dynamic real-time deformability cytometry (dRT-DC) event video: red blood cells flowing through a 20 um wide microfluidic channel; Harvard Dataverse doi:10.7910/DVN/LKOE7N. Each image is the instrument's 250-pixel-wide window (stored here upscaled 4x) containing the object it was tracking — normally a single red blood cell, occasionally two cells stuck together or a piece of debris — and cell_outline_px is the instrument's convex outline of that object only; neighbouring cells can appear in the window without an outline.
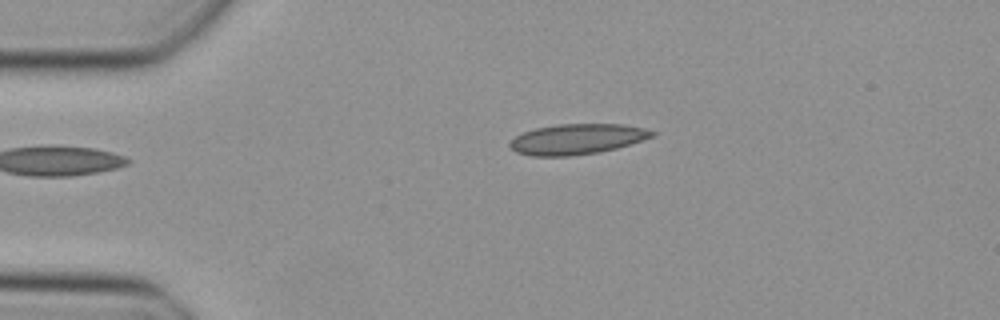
{"species": "Egyptian fruit bat (a non-hibernating species)", "species_latin": "Rousettus aegyptiacus", "temperature_condition": "cold", "stored_images_in_passage": 39, "camera_frame_rate_fps": 3000, "um_per_image_px": 0.085, "animal": {"sex": "female"}, "frame": {"image": 1, "passage_image": 1, "time_ms": 0.0, "image_size_px": [1000, 320], "cell_outline_px": [[656, 136], [616, 148], [600, 152], [568, 156], [532, 156], [516, 152], [508, 144], [516, 136], [524, 132], [536, 128], [556, 124], [624, 124], [644, 128], [656, 132]], "centroid_in_image_um": [49.07, 11.82], "position_along_channel_um": 35.9, "area_um2": 25.2}}
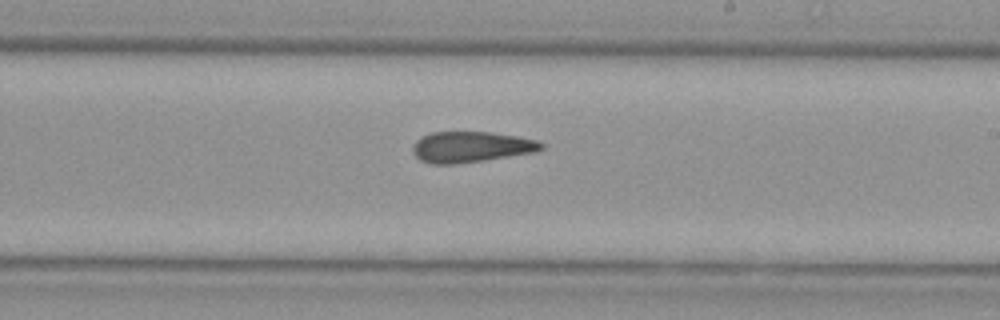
{"frame": {"image": 2, "passage_image": 19, "time_ms": 6.0, "image_size_px": [1000, 320], "cell_outline_px": [[544, 148], [536, 152], [484, 160], [452, 164], [432, 164], [420, 160], [412, 152], [412, 144], [420, 136], [432, 132], [492, 132], [540, 140], [544, 144]], "centroid_in_image_um": [40.04, 12.48], "position_along_channel_um": 249.0, "area_um2": 23.29}}
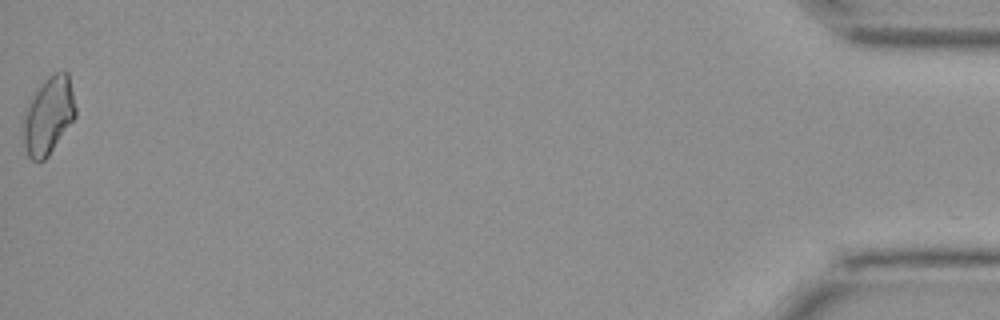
{"frame": {"image": 3, "passage_image": 39, "time_ms": 12.667, "image_size_px": [1000, 320], "cell_outline_px": [[76, 116], [48, 156], [44, 160], [32, 160], [28, 156], [24, 144], [20, 128], [24, 108], [44, 80], [52, 72], [64, 68], [68, 72], [76, 108]], "centroid_in_image_um": [4.09, 9.79], "position_along_channel_um": 431.1, "area_um2": 24.1}}